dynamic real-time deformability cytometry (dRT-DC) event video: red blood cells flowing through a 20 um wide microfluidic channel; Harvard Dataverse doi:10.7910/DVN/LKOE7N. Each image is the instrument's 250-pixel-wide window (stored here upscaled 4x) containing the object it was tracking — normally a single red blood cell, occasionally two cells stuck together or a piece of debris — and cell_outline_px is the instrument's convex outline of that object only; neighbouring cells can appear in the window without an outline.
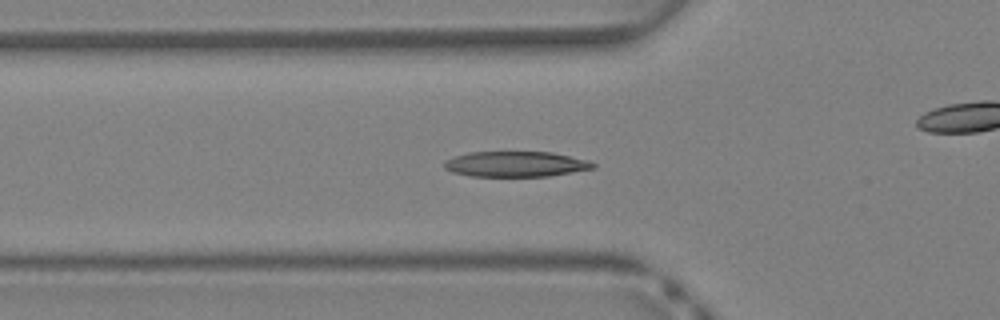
{"species": "Egyptian fruit bat (a non-hibernating species)", "species_latin": "Rousettus aegyptiacus", "temperature_condition": "warm", "stored_images_in_passage": 34, "camera_frame_rate_fps": 3000, "um_per_image_px": 0.085, "animal": {"sex": "female"}, "frame": {"image": 1, "passage_image": 7, "time_ms": 2.0, "image_size_px": [1000, 320], "cell_outline_px": [[596, 168], [548, 176], [468, 176], [452, 172], [444, 168], [444, 160], [468, 152], [552, 152], [588, 160], [596, 164]], "centroid_in_image_um": [43.83, 13.95], "position_along_channel_um": 82.0, "area_um2": 22.08}}
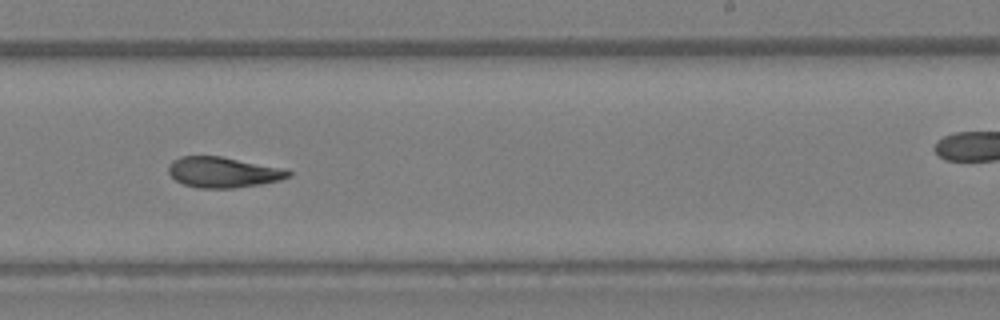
{"frame": {"image": 2, "passage_image": 18, "time_ms": 5.667, "image_size_px": [1000, 320], "cell_outline_px": [[292, 176], [280, 180], [260, 184], [232, 188], [200, 188], [184, 184], [176, 180], [168, 172], [168, 164], [172, 160], [180, 156], [220, 156], [288, 168], [292, 172]], "centroid_in_image_um": [19.01, 14.63], "position_along_channel_um": 270.0, "area_um2": 21.62}}
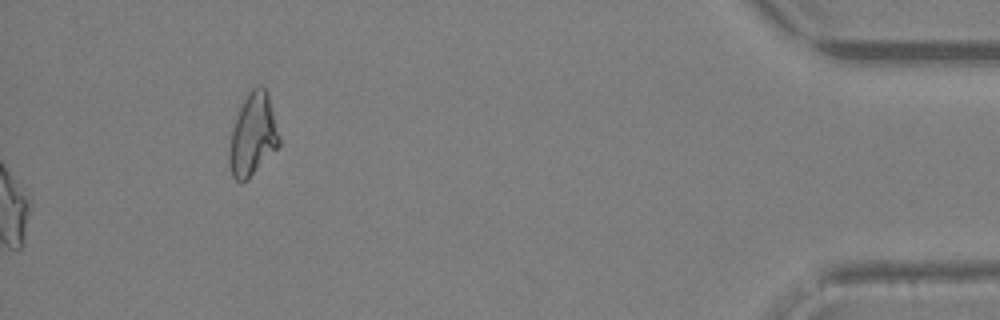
{"frame": {"image": 3, "passage_image": 34, "time_ms": 11.0, "image_size_px": [1000, 320], "cell_outline_px": [[280, 144], [248, 180], [240, 184], [232, 176], [228, 164], [228, 156], [232, 128], [236, 116], [248, 92], [252, 88], [260, 84], [268, 92], [280, 140]], "centroid_in_image_um": [21.47, 11.48], "position_along_channel_um": 413.7, "area_um2": 23.93}}